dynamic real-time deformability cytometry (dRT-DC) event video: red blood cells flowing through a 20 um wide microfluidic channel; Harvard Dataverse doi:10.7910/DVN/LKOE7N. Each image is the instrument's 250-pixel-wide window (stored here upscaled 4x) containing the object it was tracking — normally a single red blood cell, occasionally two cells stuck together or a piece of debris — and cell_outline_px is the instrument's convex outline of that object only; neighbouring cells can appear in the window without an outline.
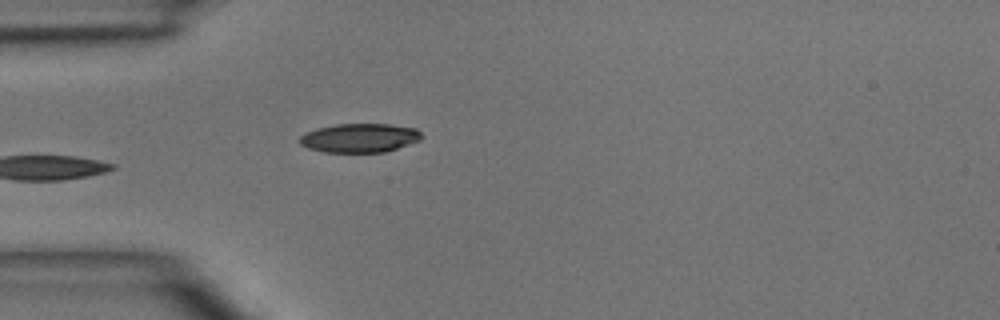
{"species": "common noctule bat (a hibernating species)", "species_latin": "Nyctalus noctula", "temperature_condition": "room temperature", "stored_images_in_passage": 4, "camera_frame_rate_fps": 3000, "um_per_image_px": 0.085, "animal": {"sex": "male", "body_mass_g": 15.6}, "frame": {"image": 1, "passage_image": 4, "time_ms": 4.333, "image_size_px": [1000, 320], "cell_outline_px": [[424, 136], [420, 140], [384, 152], [324, 152], [308, 148], [300, 144], [300, 136], [304, 132], [316, 128], [336, 124], [388, 124], [416, 128]], "centroid_in_image_um": [30.55, 11.72], "position_along_channel_um": 54.5, "area_um2": 20.58}}